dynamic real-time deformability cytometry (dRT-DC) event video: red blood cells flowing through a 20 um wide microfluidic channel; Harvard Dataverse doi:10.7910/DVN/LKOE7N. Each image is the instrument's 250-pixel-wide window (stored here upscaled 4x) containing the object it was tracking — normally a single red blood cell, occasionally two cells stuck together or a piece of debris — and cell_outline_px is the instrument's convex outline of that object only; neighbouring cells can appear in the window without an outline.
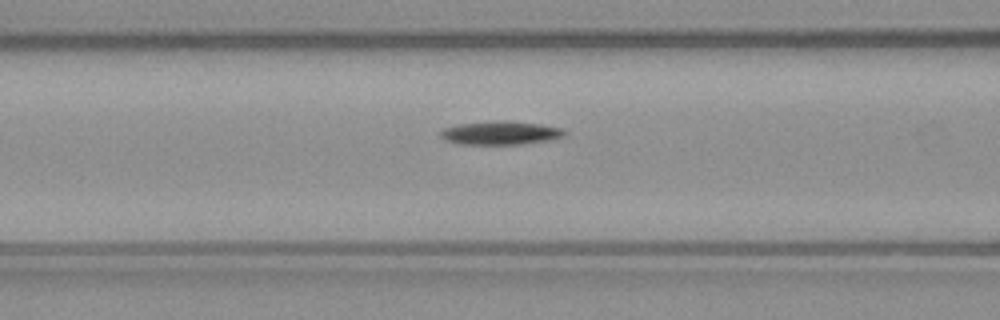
{"species": "common noctule bat (a hibernating species)", "species_latin": "Nyctalus noctula", "temperature_condition": "warm", "stored_images_in_passage": 36, "camera_frame_rate_fps": 3000, "um_per_image_px": 0.085, "animal": {"sex": "male", "body_mass_g": 23.1, "forearm_length_mm": 52.7}, "frame": {"image": 1, "passage_image": 16, "time_ms": 5.0, "image_size_px": [1000, 320], "cell_outline_px": [[568, 132], [564, 136], [548, 140], [520, 144], [460, 144], [444, 140], [440, 136], [440, 132], [444, 128], [460, 124], [492, 120], [508, 120], [540, 124], [564, 128]], "centroid_in_image_um": [42.56, 11.28], "position_along_channel_um": 124.0, "area_um2": 17.17}}